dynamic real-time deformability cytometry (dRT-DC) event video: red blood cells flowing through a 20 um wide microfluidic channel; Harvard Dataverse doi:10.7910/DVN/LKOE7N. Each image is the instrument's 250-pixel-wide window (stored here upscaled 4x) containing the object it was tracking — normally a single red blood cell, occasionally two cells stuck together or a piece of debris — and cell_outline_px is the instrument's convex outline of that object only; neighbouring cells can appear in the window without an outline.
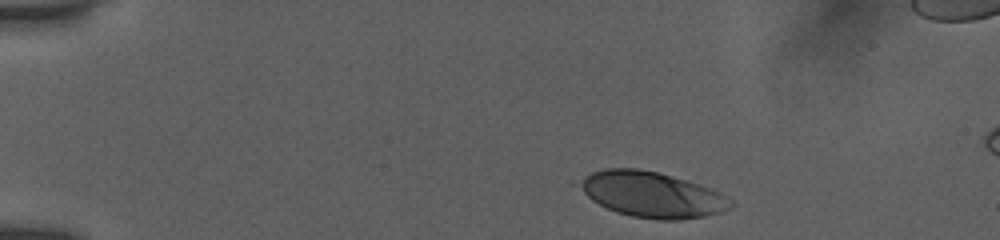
{"species": "human", "species_latin": "Homo sapiens", "temperature_condition": "room temperature", "stored_images_in_passage": 5, "camera_frame_rate_fps": 3000, "um_per_image_px": 0.085, "donor": {"sex": "female"}, "frame": {"image": 1, "passage_image": 1, "time_ms": 0.0, "image_size_px": [1000, 240], "cell_outline_px": [[736, 204], [732, 208], [724, 212], [704, 216], [680, 220], [656, 220], [632, 216], [616, 212], [592, 200], [572, 184], [572, 180], [592, 172], [604, 168], [640, 168], [656, 172], [712, 188], [720, 192], [732, 200]], "centroid_in_image_um": [55.36, 16.53], "position_along_channel_um": 29.6, "area_um2": 40.81}}